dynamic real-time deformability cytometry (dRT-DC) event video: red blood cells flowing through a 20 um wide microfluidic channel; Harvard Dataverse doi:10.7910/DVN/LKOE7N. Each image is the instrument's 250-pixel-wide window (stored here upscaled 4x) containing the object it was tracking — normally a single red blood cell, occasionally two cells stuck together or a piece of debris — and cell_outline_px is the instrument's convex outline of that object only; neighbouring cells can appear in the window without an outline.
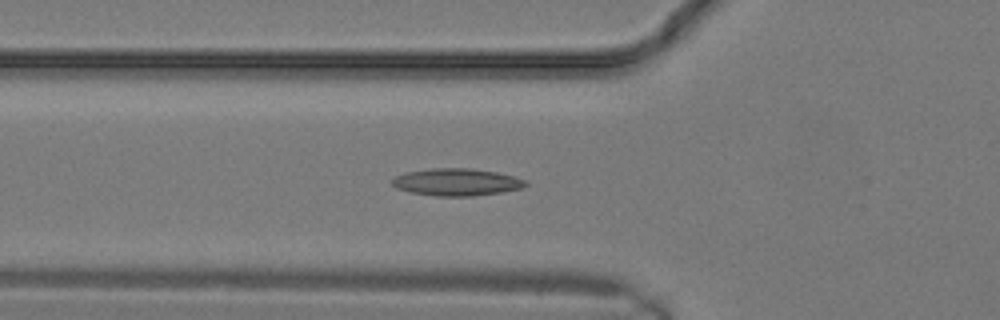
{"species": "common noctule bat (a hibernating species)", "species_latin": "Nyctalus noctula", "temperature_condition": "warm", "stored_images_in_passage": 9, "camera_frame_rate_fps": 3000, "um_per_image_px": 0.085, "animal": {"sex": "male", "body_mass_g": 19.2, "forearm_length_mm": 51.8}, "frame": {"image": 1, "passage_image": 7, "time_ms": 2.0, "image_size_px": [1000, 320], "cell_outline_px": [[528, 184], [520, 188], [500, 192], [472, 196], [436, 196], [412, 192], [396, 188], [388, 180], [396, 176], [408, 172], [432, 168], [472, 168], [496, 172], [516, 176], [528, 180]], "centroid_in_image_um": [38.82, 15.47], "position_along_channel_um": 87.0, "area_um2": 21.21}}
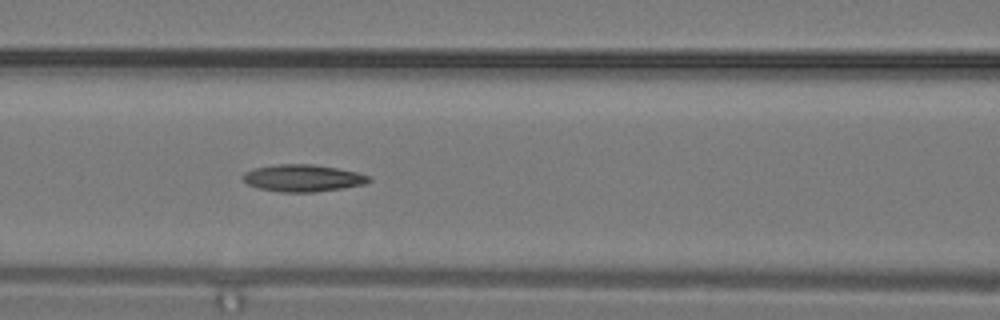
{"frame": {"image": 2, "passage_image": 9, "time_ms": 2.667, "image_size_px": [1000, 320], "cell_outline_px": [[372, 180], [364, 184], [316, 192], [280, 192], [260, 188], [248, 184], [244, 180], [244, 172], [252, 168], [276, 164], [312, 164], [336, 168], [356, 172], [368, 176]], "centroid_in_image_um": [25.72, 15.13], "position_along_channel_um": 140.9, "area_um2": 19.65}}